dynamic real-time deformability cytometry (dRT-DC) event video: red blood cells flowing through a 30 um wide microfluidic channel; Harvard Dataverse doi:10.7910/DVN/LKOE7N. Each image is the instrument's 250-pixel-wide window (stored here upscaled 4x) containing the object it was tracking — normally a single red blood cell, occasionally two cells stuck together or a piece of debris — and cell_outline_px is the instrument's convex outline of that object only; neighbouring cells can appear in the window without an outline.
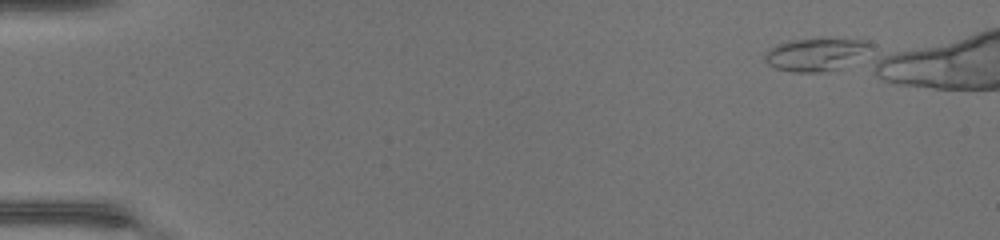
{"species": "common noctule bat (a hibernating species)", "species_latin": "Nyctalus noctula", "temperature_condition": "warm", "stored_images_in_passage": 38, "camera_frame_rate_fps": 3000, "um_per_image_px": 0.085, "animal": {"sex": "female", "body_mass_g": 17.0, "forearm_length_mm": 48.0}, "frame": {"image": 1, "passage_image": 1, "time_ms": 0.0, "image_size_px": [1000, 240], "cell_outline_px": [[872, 48], [836, 68], [820, 72], [796, 72], [776, 68], [768, 64], [764, 60], [764, 56], [772, 48], [788, 40], [868, 40], [872, 44]], "centroid_in_image_um": [69.27, 4.63], "position_along_channel_um": 15.7, "area_um2": 18.96}}
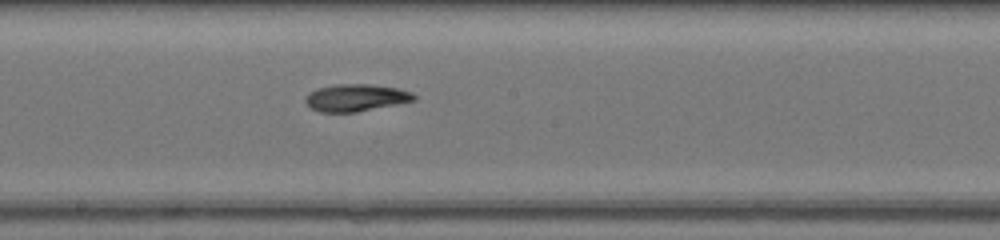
{"frame": {"image": 2, "passage_image": 24, "time_ms": 7.667, "image_size_px": [1000, 240], "cell_outline_px": [[416, 100], [356, 112], [320, 112], [312, 108], [304, 100], [316, 88], [336, 84], [368, 84], [396, 88], [412, 92], [416, 96]], "centroid_in_image_um": [30.27, 8.3], "position_along_channel_um": 217.9, "area_um2": 16.94}}
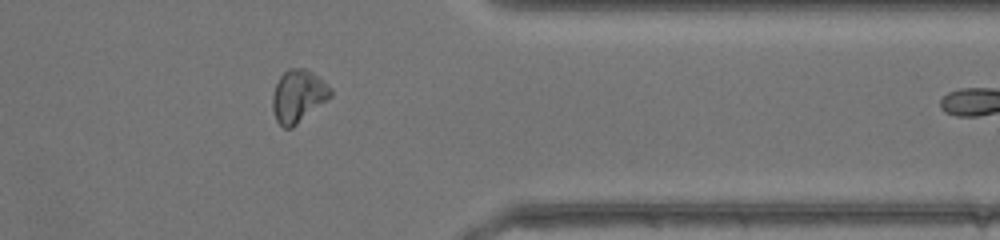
{"frame": {"image": 3, "passage_image": 36, "time_ms": 11.667, "image_size_px": [1000, 240], "cell_outline_px": [[332, 96], [328, 100], [292, 128], [284, 128], [276, 120], [272, 108], [272, 96], [276, 84], [280, 76], [288, 68], [304, 68], [312, 72], [332, 88]], "centroid_in_image_um": [25.35, 8.17], "position_along_channel_um": 386.1, "area_um2": 17.8}}